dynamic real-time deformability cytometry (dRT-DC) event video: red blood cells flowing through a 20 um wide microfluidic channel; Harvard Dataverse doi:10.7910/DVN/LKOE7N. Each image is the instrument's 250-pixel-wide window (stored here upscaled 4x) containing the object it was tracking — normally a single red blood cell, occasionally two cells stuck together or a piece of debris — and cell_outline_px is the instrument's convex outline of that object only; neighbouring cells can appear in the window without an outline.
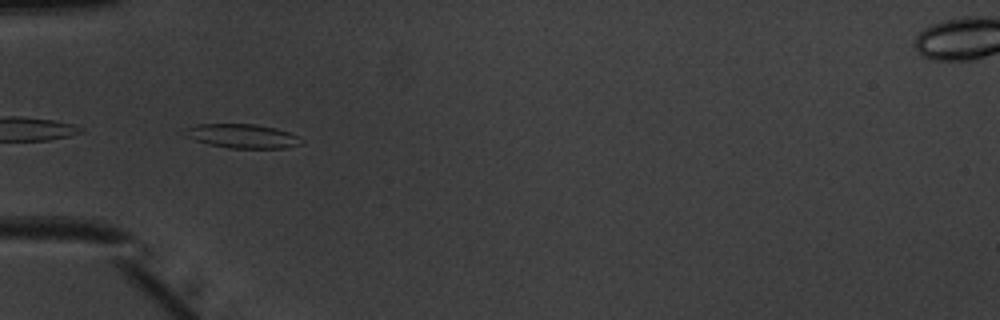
{"species": "common noctule bat (a hibernating species)", "species_latin": "Nyctalus noctula", "temperature_condition": "warm", "stored_images_in_passage": 6, "camera_frame_rate_fps": 3000, "um_per_image_px": 0.085, "animal": {"sex": "male", "body_mass_g": 20.1, "forearm_length_mm": 53.5}, "frame": {"image": 1, "passage_image": 3, "time_ms": 0.667, "image_size_px": [1000, 320], "cell_outline_px": [[304, 144], [284, 148], [228, 148], [208, 144], [184, 136], [184, 128], [196, 124], [256, 124], [276, 128], [300, 136], [304, 140]], "centroid_in_image_um": [20.62, 11.56], "position_along_channel_um": 64.4, "area_um2": 16.59}}